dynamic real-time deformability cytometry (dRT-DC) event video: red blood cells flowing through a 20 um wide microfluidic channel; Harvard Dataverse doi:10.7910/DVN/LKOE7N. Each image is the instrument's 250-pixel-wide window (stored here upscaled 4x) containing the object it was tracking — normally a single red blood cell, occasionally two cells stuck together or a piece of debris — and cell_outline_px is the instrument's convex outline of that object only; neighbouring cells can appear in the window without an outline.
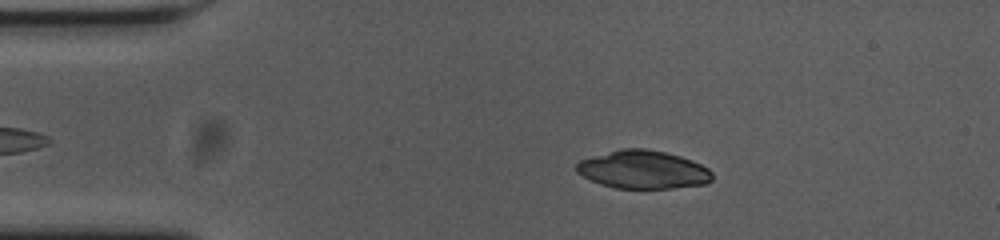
{"species": "common noctule bat (a hibernating species)", "species_latin": "Nyctalus noctula", "temperature_condition": "cold", "stored_images_in_passage": 54, "camera_frame_rate_fps": 3000, "um_per_image_px": 0.085, "animal": {"sex": "female", "body_mass_g": 23.0, "forearm_length_mm": 53.4}, "frame": {"image": 1, "passage_image": 9, "time_ms": 2.667, "image_size_px": [1000, 240], "cell_outline_px": [[712, 180], [704, 184], [672, 188], [616, 188], [600, 184], [576, 172], [576, 164], [580, 160], [620, 148], [644, 148], [664, 152], [680, 156], [692, 160], [708, 168], [712, 172]], "centroid_in_image_um": [54.66, 14.41], "position_along_channel_um": 30.3, "area_um2": 30.06}}